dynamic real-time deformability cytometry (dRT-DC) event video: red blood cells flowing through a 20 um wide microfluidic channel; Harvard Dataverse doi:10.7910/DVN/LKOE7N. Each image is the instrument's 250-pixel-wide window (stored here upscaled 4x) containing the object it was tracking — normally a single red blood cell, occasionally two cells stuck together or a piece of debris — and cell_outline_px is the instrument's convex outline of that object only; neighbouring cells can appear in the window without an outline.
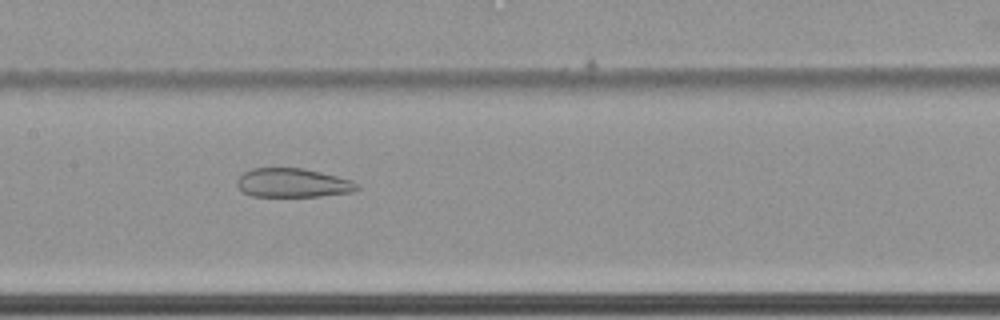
{"species": "common noctule bat (a hibernating species)", "species_latin": "Nyctalus noctula", "temperature_condition": "cold", "stored_images_in_passage": 47, "camera_frame_rate_fps": 3000, "um_per_image_px": 0.085, "animal": {"sex": "female", "body_mass_g": 22.7, "forearm_length_mm": 54.2}, "frame": {"image": 1, "passage_image": 18, "time_ms": 5.667, "image_size_px": [1000, 320], "cell_outline_px": [[360, 188], [356, 192], [320, 196], [252, 196], [240, 192], [236, 184], [236, 180], [244, 172], [252, 168], [304, 168], [352, 180], [360, 184]], "centroid_in_image_um": [24.9, 15.55], "position_along_channel_um": 182.5, "area_um2": 20.52}}
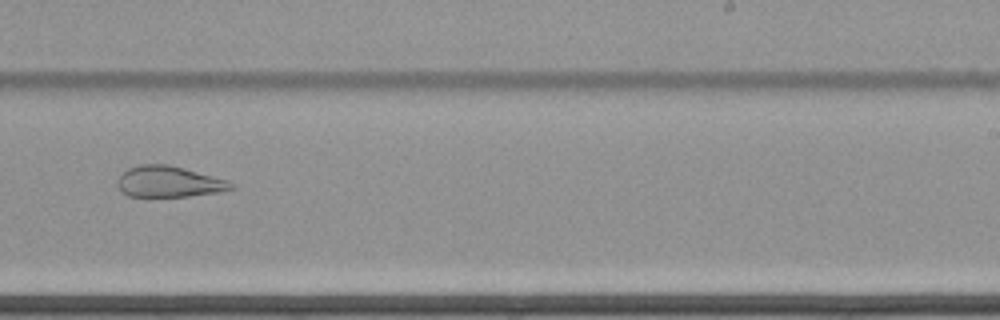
{"frame": {"image": 2, "passage_image": 26, "time_ms": 8.333, "image_size_px": [1000, 320], "cell_outline_px": [[236, 188], [220, 192], [188, 196], [128, 196], [120, 192], [116, 184], [120, 176], [128, 168], [140, 164], [168, 164], [184, 168], [228, 180], [236, 184]], "centroid_in_image_um": [14.38, 15.44], "position_along_channel_um": 274.6, "area_um2": 20.69}}
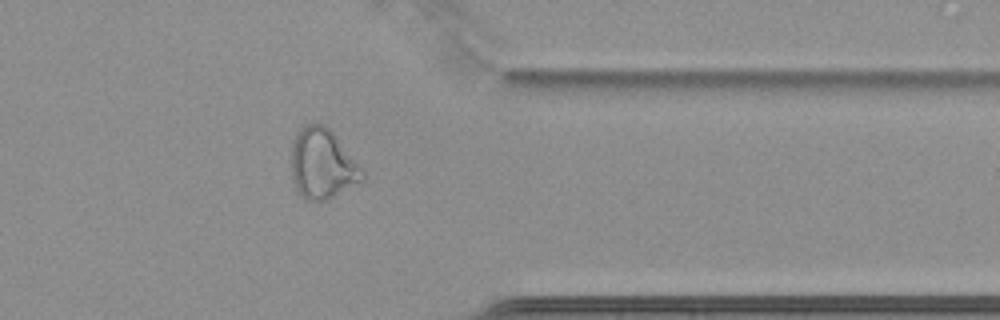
{"frame": {"image": 3, "passage_image": 36, "time_ms": 11.667, "image_size_px": [1000, 320], "cell_outline_px": [[368, 176], [364, 180], [324, 200], [304, 200], [300, 196], [292, 180], [292, 140], [300, 128], [308, 124], [324, 124], [332, 132]], "centroid_in_image_um": [27.39, 13.94], "position_along_channel_um": 384.0, "area_um2": 28.73}, "authors_computed_cell_mechanics": {"area_um2": 25.8944, "velocity_mm_per_s": 3.4562, "shape_relaxation_time_tau1_ms": null, "shape_relaxation_time_tau2_ms": 2.6196, "deformation_change_tau1": null, "deformation_change_tau2": 0.1143}}